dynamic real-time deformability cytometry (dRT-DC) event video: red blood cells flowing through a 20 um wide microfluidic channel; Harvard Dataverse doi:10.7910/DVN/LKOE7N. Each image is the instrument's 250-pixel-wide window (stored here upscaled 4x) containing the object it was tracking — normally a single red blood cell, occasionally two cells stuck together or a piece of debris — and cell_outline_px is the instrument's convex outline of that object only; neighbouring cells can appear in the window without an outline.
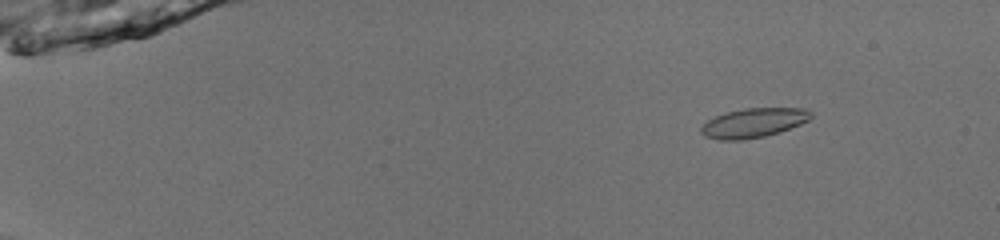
{"species": "common noctule bat (a hibernating species)", "species_latin": "Nyctalus noctula", "temperature_condition": "room temperature", "stored_images_in_passage": 53, "camera_frame_rate_fps": 3000, "um_per_image_px": 0.085, "animal": {"sex": "male", "body_mass_g": 13.0, "forearm_length_mm": 53.1}, "frame": {"image": 1, "passage_image": 8, "time_ms": 2.333, "image_size_px": [1000, 240], "cell_outline_px": [[812, 116], [808, 120], [800, 124], [780, 132], [764, 136], [740, 140], [720, 140], [704, 136], [700, 132], [700, 128], [708, 120], [716, 116], [728, 112], [744, 108], [804, 108], [812, 112]], "centroid_in_image_um": [64.05, 10.44], "position_along_channel_um": 20.9, "area_um2": 18.67}}
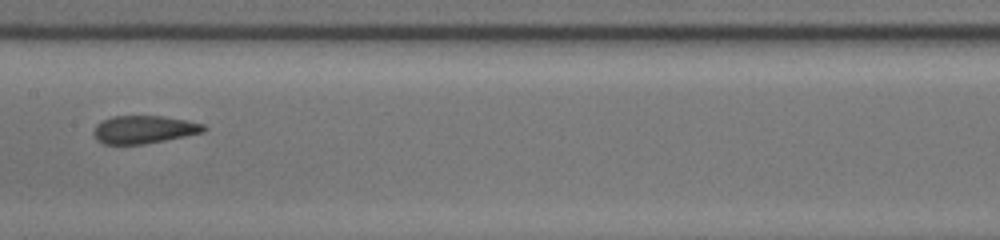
{"frame": {"image": 2, "passage_image": 30, "time_ms": 9.667, "image_size_px": [1000, 240], "cell_outline_px": [[208, 128], [204, 132], [144, 144], [104, 144], [96, 140], [92, 132], [96, 124], [112, 116], [160, 116], [184, 120], [204, 124]], "centroid_in_image_um": [12.2, 11.01], "position_along_channel_um": 195.2, "area_um2": 17.8}}
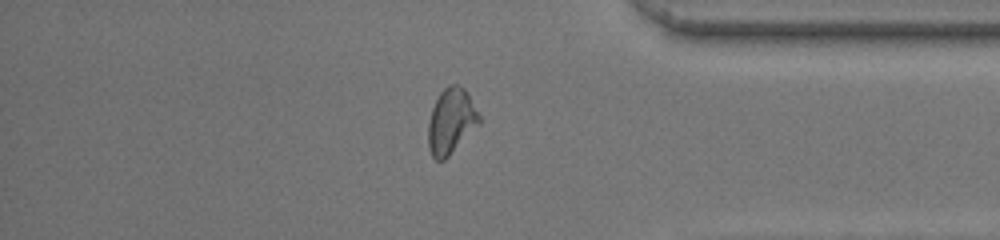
{"frame": {"image": 3, "passage_image": 46, "time_ms": 15.0, "image_size_px": [1000, 240], "cell_outline_px": [[480, 124], [444, 160], [436, 160], [432, 156], [428, 148], [428, 124], [432, 108], [440, 92], [448, 84], [456, 84], [464, 88], [480, 116]], "centroid_in_image_um": [38.33, 10.3], "position_along_channel_um": 396.9, "area_um2": 19.31}, "authors_computed_cell_mechanics": {"area_um2": 18.496, "velocity_mm_per_s": 4.0061, "shape_relaxation_time_tau1_ms": null, "shape_relaxation_time_tau2_ms": 1.2029, "deformation_change_tau1": null, "deformation_change_tau2": 0.0611}}